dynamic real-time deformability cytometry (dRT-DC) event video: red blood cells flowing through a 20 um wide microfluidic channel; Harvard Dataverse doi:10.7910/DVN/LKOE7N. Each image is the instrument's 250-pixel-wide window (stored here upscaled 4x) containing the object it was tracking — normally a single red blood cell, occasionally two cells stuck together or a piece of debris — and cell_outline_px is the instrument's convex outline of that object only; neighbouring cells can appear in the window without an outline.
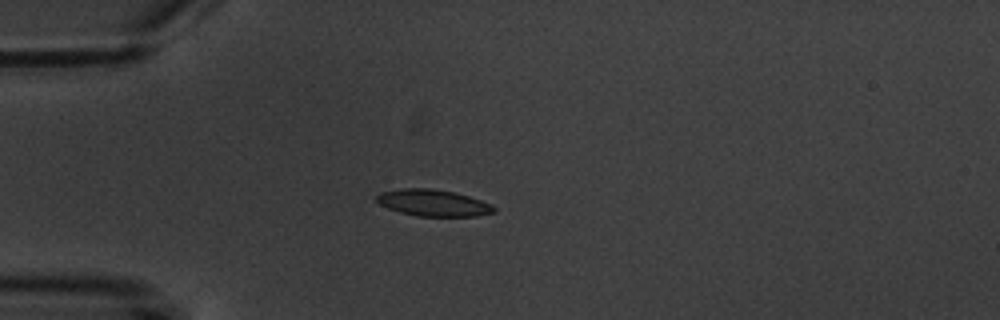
{"species": "common noctule bat (a hibernating species)", "species_latin": "Nyctalus noctula", "temperature_condition": "warm", "stored_images_in_passage": 13, "camera_frame_rate_fps": 3000, "um_per_image_px": 0.085, "animal": {"sex": "male", "body_mass_g": 20.1, "forearm_length_mm": 53.5}, "frame": {"image": 1, "passage_image": 3, "time_ms": 3.667, "image_size_px": [1000, 320], "cell_outline_px": [[496, 212], [476, 216], [416, 216], [400, 212], [388, 208], [380, 204], [376, 200], [376, 196], [380, 192], [404, 188], [432, 188], [452, 192], [468, 196], [492, 204], [496, 208]], "centroid_in_image_um": [36.83, 17.25], "position_along_channel_um": 48.2, "area_um2": 18.15}}
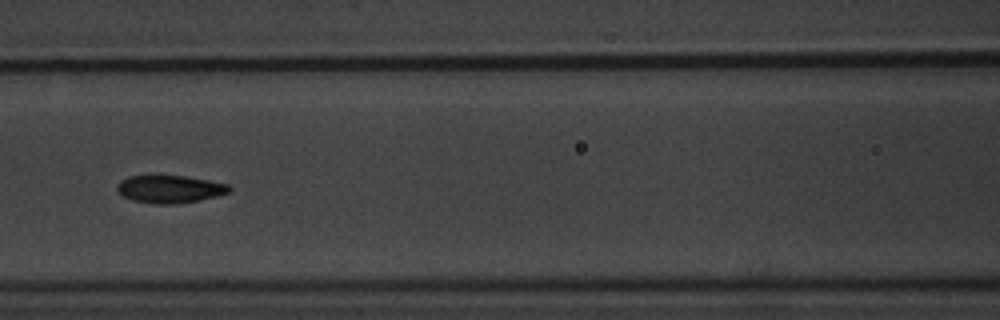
{"frame": {"image": 2, "passage_image": 6, "time_ms": 7.0, "image_size_px": [1000, 320], "cell_outline_px": [[232, 188], [228, 192], [216, 196], [200, 200], [176, 204], [152, 204], [132, 200], [124, 196], [116, 188], [116, 184], [120, 180], [128, 176], [152, 172], [184, 176], [208, 180], [228, 184]], "centroid_in_image_um": [14.36, 16.02], "position_along_channel_um": 152.2, "area_um2": 18.84}}
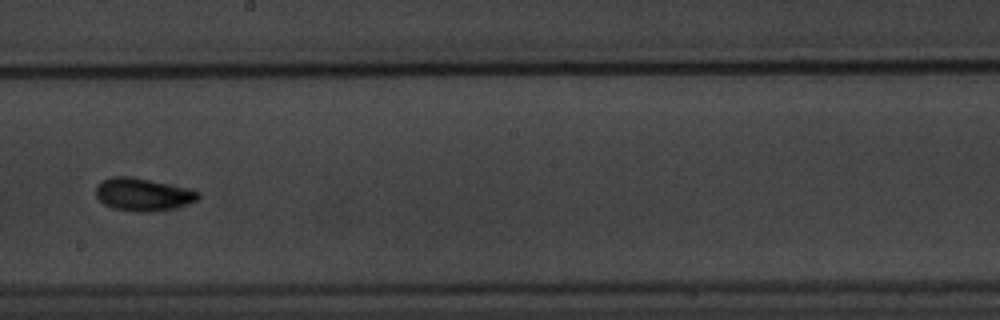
{"frame": {"image": 3, "passage_image": 8, "time_ms": 9.333, "image_size_px": [1000, 320], "cell_outline_px": [[200, 196], [196, 200], [188, 204], [176, 208], [152, 212], [132, 212], [112, 208], [104, 204], [96, 196], [96, 184], [112, 176], [132, 176], [200, 192]], "centroid_in_image_um": [12.11, 16.55], "position_along_channel_um": 236.1, "area_um2": 19.48}, "authors_computed_cell_mechanics": {"area_um2": 18.1492, "velocity_mm_per_s": 3.605, "shape_relaxation_time_tau1_ms": 2.1622, "shape_relaxation_time_tau2_ms": 3.6536, "deformation_change_tau1": 0.1005, "deformation_change_tau2": 0.0611}}